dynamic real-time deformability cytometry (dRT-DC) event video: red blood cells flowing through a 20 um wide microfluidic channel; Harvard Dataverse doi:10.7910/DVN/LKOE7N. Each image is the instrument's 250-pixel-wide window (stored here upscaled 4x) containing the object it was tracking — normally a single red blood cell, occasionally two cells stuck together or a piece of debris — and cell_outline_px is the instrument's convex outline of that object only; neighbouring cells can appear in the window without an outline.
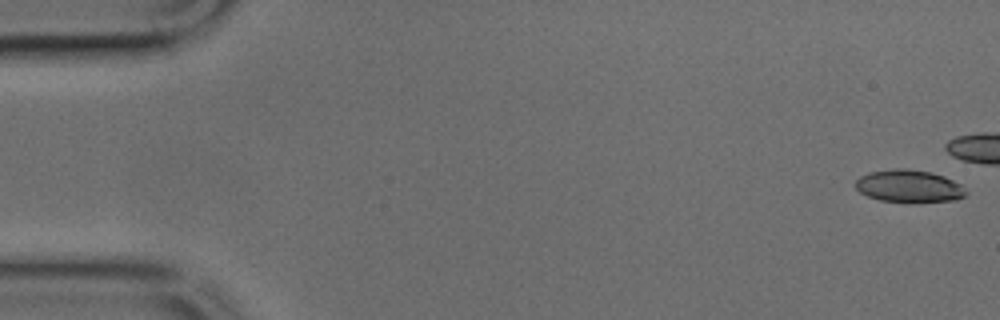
{"species": "common noctule bat (a hibernating species)", "species_latin": "Nyctalus noctula", "temperature_condition": "cold", "stored_images_in_passage": 10, "camera_frame_rate_fps": 3000, "um_per_image_px": 0.085, "animal": {"sex": "male", "body_mass_g": 17.9, "forearm_length_mm": 54.2}, "frame": {"image": 1, "passage_image": 1, "time_ms": 0.0, "image_size_px": [1000, 320], "cell_outline_px": [[968, 192], [964, 196], [956, 200], [880, 200], [868, 196], [860, 192], [856, 188], [856, 180], [860, 176], [868, 172], [896, 168], [904, 168], [932, 172], [944, 176], [960, 184]], "centroid_in_image_um": [77.25, 15.78], "position_along_channel_um": 7.8, "area_um2": 20.29}}